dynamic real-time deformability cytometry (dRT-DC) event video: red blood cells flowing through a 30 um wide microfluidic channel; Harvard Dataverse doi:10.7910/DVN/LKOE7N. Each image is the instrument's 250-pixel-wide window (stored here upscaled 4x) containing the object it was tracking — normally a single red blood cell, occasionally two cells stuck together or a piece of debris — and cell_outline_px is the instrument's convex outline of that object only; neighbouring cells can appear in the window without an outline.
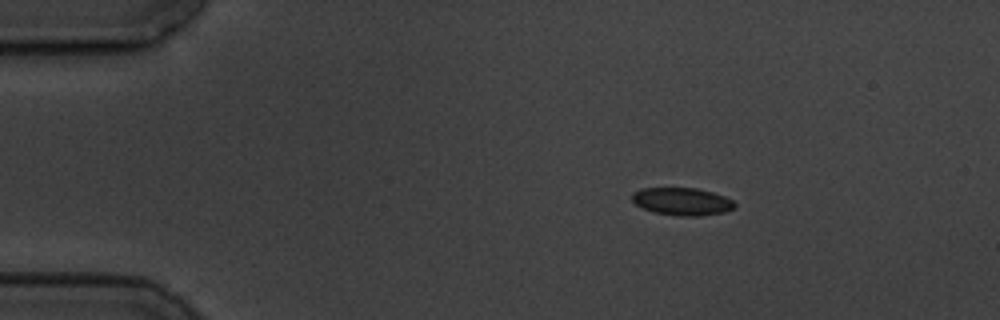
{"species": "common noctule bat (a hibernating species)", "species_latin": "Nyctalus noctula", "temperature_condition": "cold", "stored_images_in_passage": 3, "camera_frame_rate_fps": 3000, "um_per_image_px": 0.085, "animal": {"sex": "male", "body_mass_g": 19.5, "forearm_length_mm": 54.6}, "frame": {"image": 1, "passage_image": 1, "time_ms": 0.0, "image_size_px": [1000, 320], "cell_outline_px": [[736, 208], [724, 212], [700, 216], [680, 216], [652, 212], [636, 204], [632, 200], [632, 192], [640, 188], [696, 188], [712, 192], [724, 196], [732, 200], [736, 204]], "centroid_in_image_um": [57.98, 17.12], "position_along_channel_um": 27.0, "area_um2": 16.59}}